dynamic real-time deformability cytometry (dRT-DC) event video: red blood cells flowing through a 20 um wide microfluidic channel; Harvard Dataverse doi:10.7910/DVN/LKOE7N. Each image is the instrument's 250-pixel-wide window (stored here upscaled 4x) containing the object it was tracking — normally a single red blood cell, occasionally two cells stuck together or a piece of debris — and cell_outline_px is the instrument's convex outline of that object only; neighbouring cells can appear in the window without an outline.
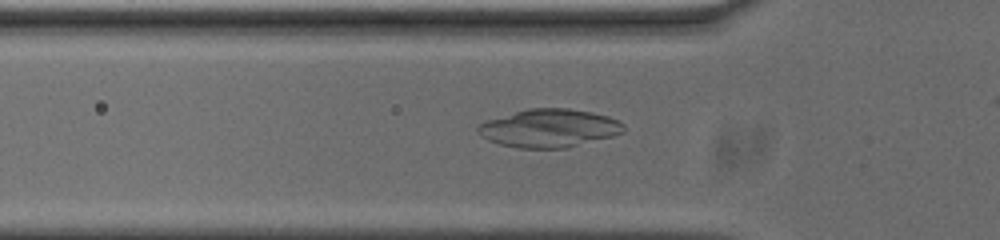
{"species": "common noctule bat (a hibernating species)", "species_latin": "Nyctalus noctula", "temperature_condition": "cold", "stored_images_in_passage": 42, "camera_frame_rate_fps": 3000, "um_per_image_px": 0.085, "animal": {"sex": "male", "body_mass_g": 20.0, "forearm_length_mm": 53.3}, "frame": {"image": 1, "passage_image": 16, "time_ms": 5.0, "image_size_px": [1000, 240], "cell_outline_px": [[624, 132], [612, 136], [568, 148], [520, 148], [500, 144], [488, 140], [480, 136], [476, 132], [476, 128], [484, 120], [528, 108], [568, 108], [592, 112], [608, 116], [624, 124]], "centroid_in_image_um": [46.64, 10.89], "position_along_channel_um": 79.2, "area_um2": 32.6}}
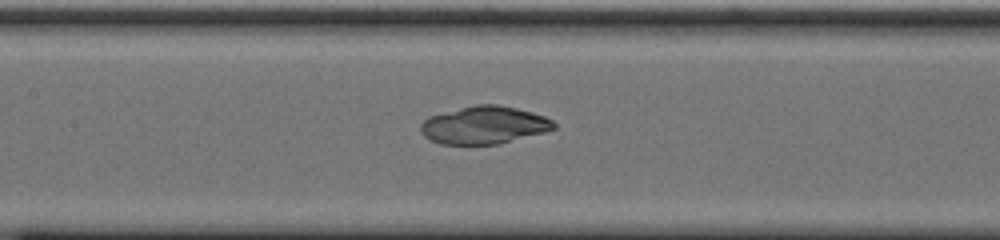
{"frame": {"image": 2, "passage_image": 23, "time_ms": 7.333, "image_size_px": [1000, 240], "cell_outline_px": [[556, 128], [544, 132], [496, 144], [440, 144], [424, 136], [420, 132], [420, 124], [428, 116], [476, 104], [496, 104], [516, 108], [532, 112], [544, 116], [552, 120], [556, 124]], "centroid_in_image_um": [41.13, 10.63], "position_along_channel_um": 166.3, "area_um2": 29.07}}
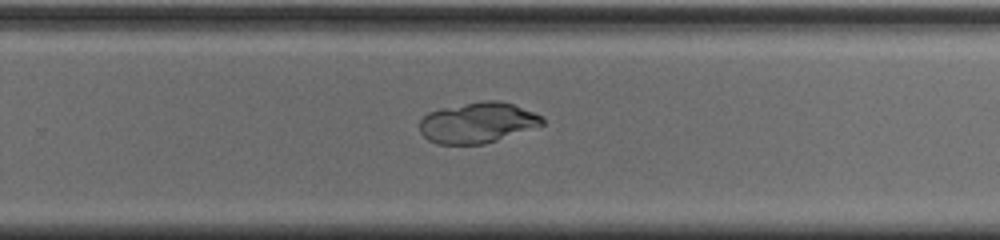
{"frame": {"image": 3, "passage_image": 33, "time_ms": 10.667, "image_size_px": [1000, 240], "cell_outline_px": [[544, 124], [484, 144], [436, 144], [428, 140], [420, 132], [420, 120], [428, 112], [440, 108], [484, 100], [496, 100], [512, 104], [544, 116]], "centroid_in_image_um": [40.56, 10.42], "position_along_channel_um": 289.2, "area_um2": 28.9}}